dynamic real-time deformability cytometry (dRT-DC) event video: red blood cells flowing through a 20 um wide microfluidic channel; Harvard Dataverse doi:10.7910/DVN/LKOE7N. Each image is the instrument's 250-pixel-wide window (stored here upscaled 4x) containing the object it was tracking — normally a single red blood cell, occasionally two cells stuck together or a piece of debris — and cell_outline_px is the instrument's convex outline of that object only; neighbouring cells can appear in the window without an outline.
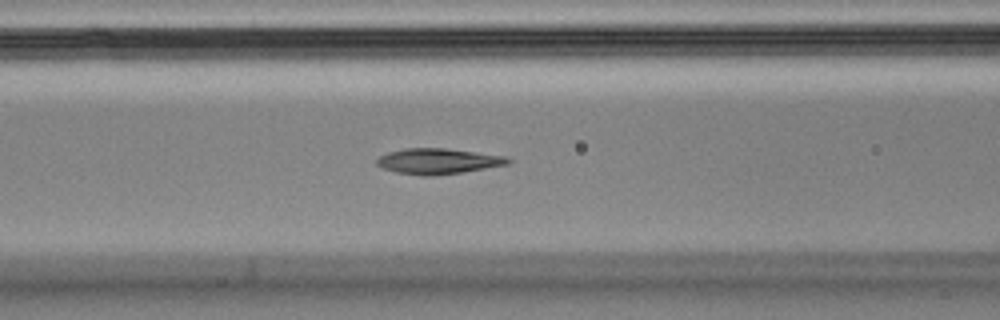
{"species": "Egyptian fruit bat (a non-hibernating species)", "species_latin": "Rousettus aegyptiacus", "temperature_condition": "cold", "stored_images_in_passage": 54, "segment_of_instrument_passage": [1, 2], "camera_frame_rate_fps": 3000, "um_per_image_px": 0.085, "animal": {"sex": "male"}, "frame": {"image": 1, "passage_image": 21, "time_ms": 6.667, "image_size_px": [1000, 320], "cell_outline_px": [[512, 160], [508, 164], [460, 172], [432, 176], [424, 176], [396, 172], [384, 168], [376, 164], [376, 160], [380, 156], [388, 152], [404, 148], [444, 148], [508, 156]], "centroid_in_image_um": [37.23, 13.69], "position_along_channel_um": 129.4, "area_um2": 19.42}}
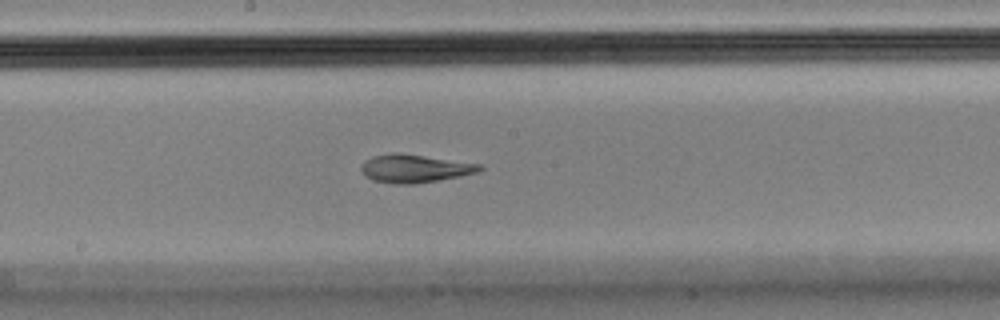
{"frame": {"image": 2, "passage_image": 28, "time_ms": 9.0, "image_size_px": [1000, 320], "cell_outline_px": [[484, 168], [480, 172], [460, 176], [416, 184], [396, 184], [372, 180], [364, 176], [360, 168], [360, 164], [364, 160], [372, 156], [396, 152], [400, 152], [480, 164]], "centroid_in_image_um": [35.21, 14.32], "position_along_channel_um": 213.0, "area_um2": 19.65}}
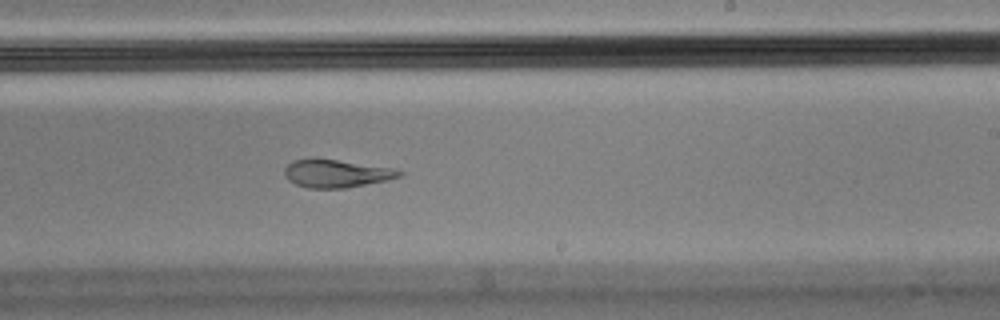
{"frame": {"image": 3, "passage_image": 32, "time_ms": 10.333, "image_size_px": [1000, 320], "cell_outline_px": [[404, 172], [400, 176], [384, 180], [344, 188], [308, 188], [296, 184], [288, 180], [284, 176], [284, 168], [292, 160], [336, 160], [396, 168]], "centroid_in_image_um": [28.57, 14.76], "position_along_channel_um": 260.4, "area_um2": 18.21}}